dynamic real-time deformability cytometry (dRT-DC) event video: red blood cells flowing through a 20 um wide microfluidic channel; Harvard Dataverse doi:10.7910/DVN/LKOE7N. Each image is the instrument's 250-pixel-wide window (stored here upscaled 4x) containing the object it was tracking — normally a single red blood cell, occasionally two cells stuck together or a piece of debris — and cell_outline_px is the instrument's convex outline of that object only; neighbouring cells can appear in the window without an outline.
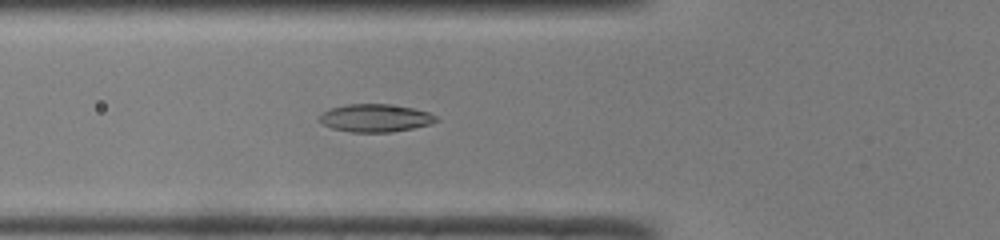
{"species": "common noctule bat (a hibernating species)", "species_latin": "Nyctalus noctula", "temperature_condition": "room temperature", "stored_images_in_passage": 49, "camera_frame_rate_fps": 3000, "um_per_image_px": 0.085, "animal": {"sex": "male", "body_mass_g": 19.0, "forearm_length_mm": 50.8}, "frame": {"image": 1, "passage_image": 18, "time_ms": 5.667, "image_size_px": [1000, 240], "cell_outline_px": [[440, 120], [428, 124], [412, 128], [392, 132], [352, 132], [332, 128], [324, 124], [320, 120], [320, 116], [324, 112], [332, 108], [348, 104], [388, 104], [412, 108], [428, 112], [436, 116]], "centroid_in_image_um": [31.93, 10.03], "position_along_channel_um": 93.9, "area_um2": 18.61}}
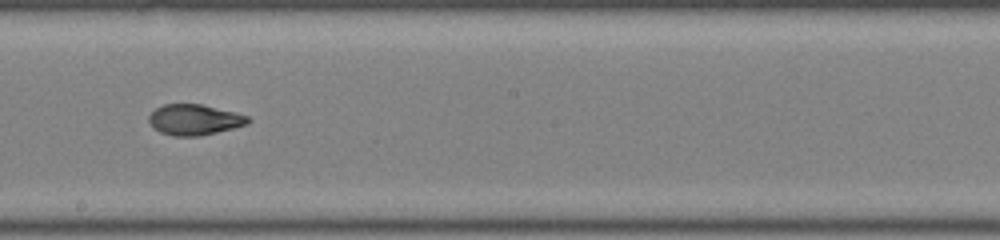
{"frame": {"image": 2, "passage_image": 28, "time_ms": 9.0, "image_size_px": [1000, 240], "cell_outline_px": [[252, 120], [248, 124], [216, 132], [196, 136], [172, 136], [160, 132], [152, 128], [148, 120], [148, 116], [156, 108], [164, 104], [200, 104], [236, 112], [248, 116]], "centroid_in_image_um": [16.51, 10.17], "position_along_channel_um": 231.7, "area_um2": 17.74}}
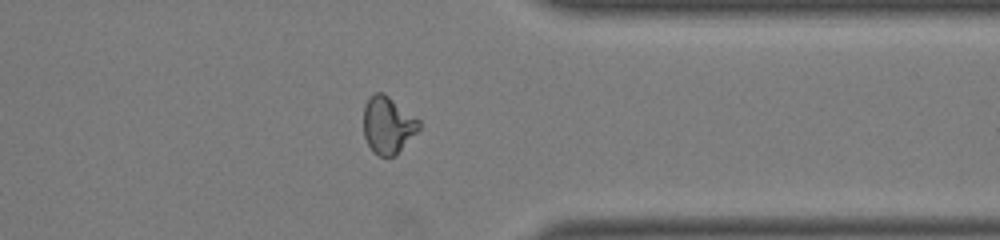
{"frame": {"image": 3, "passage_image": 39, "time_ms": 12.667, "image_size_px": [1000, 240], "cell_outline_px": [[420, 128], [396, 156], [380, 156], [372, 152], [364, 136], [364, 104], [376, 92], [384, 92], [420, 120]], "centroid_in_image_um": [32.98, 10.64], "position_along_channel_um": 378.4, "area_um2": 18.5}, "authors_computed_cell_mechanics": {"area_um2": 18.6116, "velocity_mm_per_s": 4.1387, "shape_relaxation_time_tau1_ms": null, "shape_relaxation_time_tau2_ms": 1.4565, "deformation_change_tau1": null, "deformation_change_tau2": 0.0683}}